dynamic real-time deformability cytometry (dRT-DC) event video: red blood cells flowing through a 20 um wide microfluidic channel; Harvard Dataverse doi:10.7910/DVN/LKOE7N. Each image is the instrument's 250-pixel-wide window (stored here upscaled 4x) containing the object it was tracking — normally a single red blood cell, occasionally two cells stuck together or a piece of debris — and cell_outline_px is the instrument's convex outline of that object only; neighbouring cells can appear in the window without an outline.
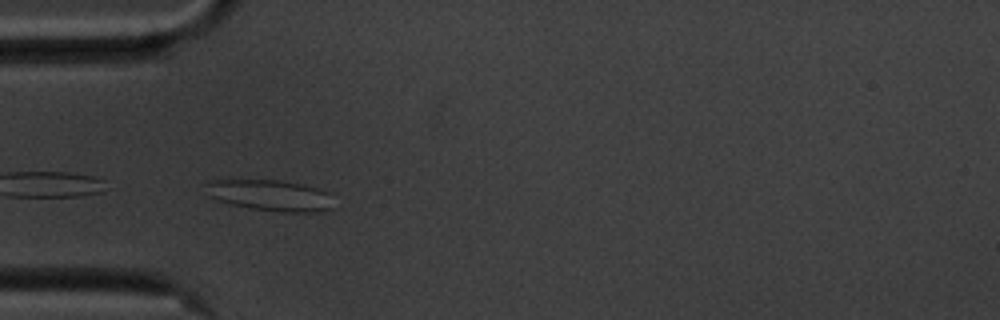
{"species": "common noctule bat (a hibernating species)", "species_latin": "Nyctalus noctula", "temperature_condition": "cold", "stored_images_in_passage": 39, "camera_frame_rate_fps": 3000, "um_per_image_px": 0.085, "animal": {"sex": "male", "body_mass_g": 20.1, "forearm_length_mm": 53.5}, "frame": {"image": 1, "passage_image": 5, "time_ms": 1.333, "image_size_px": [1000, 320], "cell_outline_px": [[332, 208], [320, 212], [280, 212], [252, 208], [228, 204], [212, 196], [204, 184], [208, 180], [280, 180], [304, 184], [328, 192]], "centroid_in_image_um": [22.99, 16.6], "position_along_channel_um": 62.0, "area_um2": 22.95}}
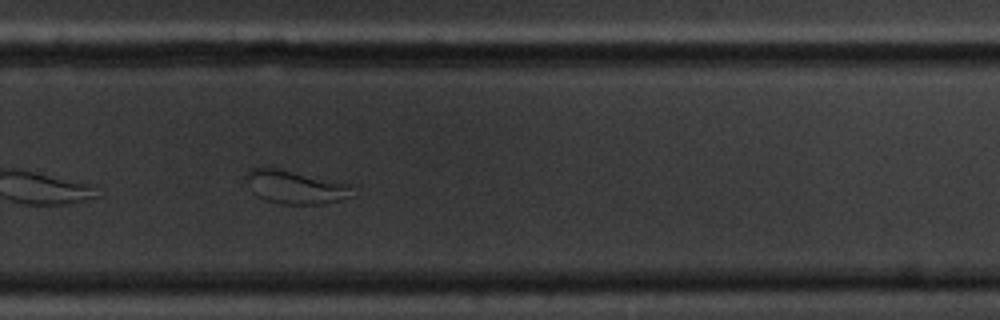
{"frame": {"image": 2, "passage_image": 26, "time_ms": 8.333, "image_size_px": [1000, 320], "cell_outline_px": [[356, 196], [324, 204], [280, 204], [264, 200], [256, 196], [252, 192], [244, 176], [248, 168], [280, 168], [348, 184]], "centroid_in_image_um": [25.07, 15.91], "position_along_channel_um": 304.7, "area_um2": 20.87}}
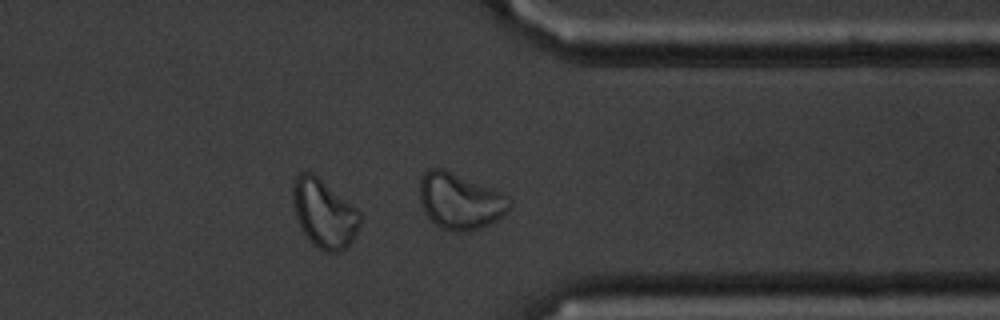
{"frame": {"image": 3, "passage_image": 32, "time_ms": 10.333, "image_size_px": [1000, 320], "cell_outline_px": [[360, 224], [356, 236], [340, 252], [328, 252], [312, 244], [300, 228], [296, 216], [292, 200], [292, 184], [296, 176], [300, 172], [312, 172], [356, 208], [360, 212]], "centroid_in_image_um": [27.52, 18.14], "position_along_channel_um": 383.9, "area_um2": 26.65}}